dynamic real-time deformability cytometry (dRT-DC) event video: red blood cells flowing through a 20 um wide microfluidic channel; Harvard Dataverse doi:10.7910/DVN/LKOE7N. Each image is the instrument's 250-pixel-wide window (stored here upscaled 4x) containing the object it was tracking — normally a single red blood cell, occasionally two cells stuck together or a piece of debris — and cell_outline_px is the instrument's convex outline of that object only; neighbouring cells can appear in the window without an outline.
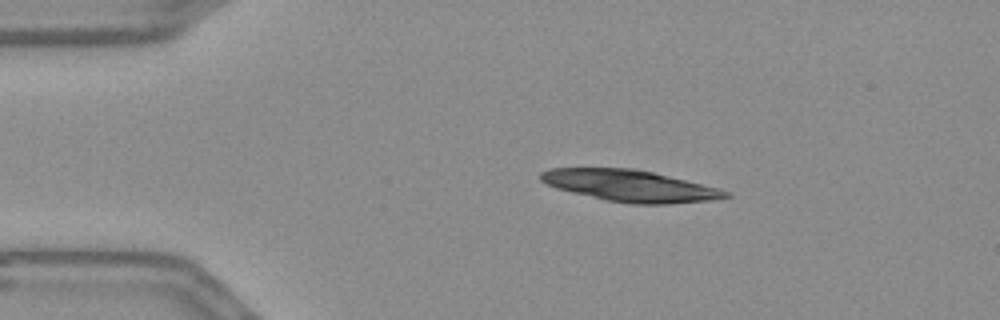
{"species": "Egyptian fruit bat (a non-hibernating species)", "species_latin": "Rousettus aegyptiacus", "temperature_condition": "warm", "stored_images_in_passage": 15, "camera_frame_rate_fps": 3000, "um_per_image_px": 0.085, "frame": {"image": 1, "passage_image": 1, "time_ms": 0.0, "image_size_px": [1000, 320], "cell_outline_px": [[732, 196], [720, 200], [668, 204], [632, 204], [604, 200], [556, 188], [540, 180], [540, 172], [548, 168], [636, 168], [720, 188], [732, 192]], "centroid_in_image_um": [53.63, 15.8], "position_along_channel_um": 31.4, "area_um2": 34.39}}